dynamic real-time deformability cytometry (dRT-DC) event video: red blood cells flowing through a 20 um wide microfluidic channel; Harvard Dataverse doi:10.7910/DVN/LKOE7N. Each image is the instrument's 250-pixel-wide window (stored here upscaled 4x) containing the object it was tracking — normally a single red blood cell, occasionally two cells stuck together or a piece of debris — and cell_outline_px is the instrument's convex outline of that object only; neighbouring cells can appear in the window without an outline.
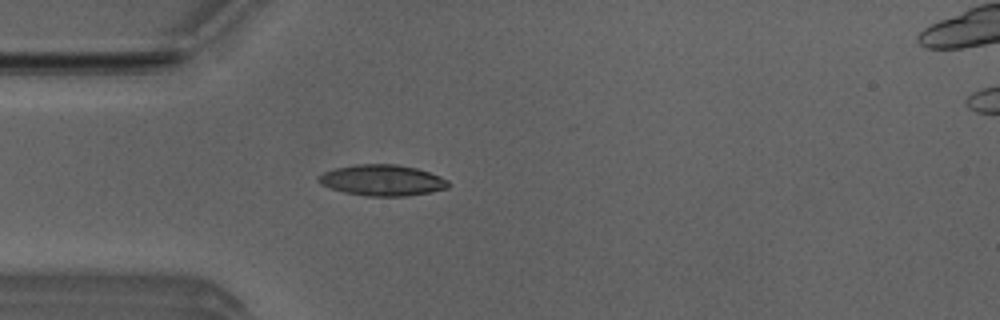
{"species": "Egyptian fruit bat (a non-hibernating species)", "species_latin": "Rousettus aegyptiacus", "temperature_condition": "room temperature", "stored_images_in_passage": 5, "camera_frame_rate_fps": 3000, "um_per_image_px": 0.085, "animal": {"sex": "male"}, "frame": {"image": 1, "passage_image": 5, "time_ms": 1.333, "image_size_px": [1000, 320], "cell_outline_px": [[452, 184], [448, 188], [432, 192], [408, 196], [364, 196], [344, 192], [320, 184], [316, 180], [316, 176], [324, 172], [336, 168], [356, 164], [396, 164], [416, 168], [440, 176], [448, 180]], "centroid_in_image_um": [32.5, 15.33], "position_along_channel_um": 52.5, "area_um2": 23.64}}